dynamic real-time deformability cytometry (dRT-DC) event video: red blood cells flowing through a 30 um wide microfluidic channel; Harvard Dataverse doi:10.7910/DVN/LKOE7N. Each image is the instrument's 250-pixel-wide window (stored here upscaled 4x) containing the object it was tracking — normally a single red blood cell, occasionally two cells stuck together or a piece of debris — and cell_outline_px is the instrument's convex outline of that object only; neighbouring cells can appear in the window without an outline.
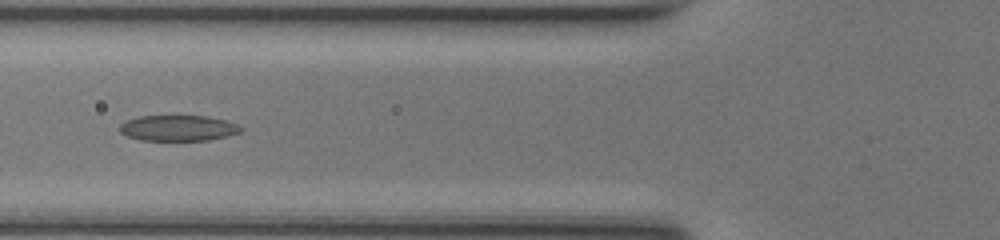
{"species": "common noctule bat (a hibernating species)", "species_latin": "Nyctalus noctula", "temperature_condition": "room temperature", "stored_images_in_passage": 9, "camera_frame_rate_fps": 3000, "um_per_image_px": 0.085, "animal": {"sex": "female", "body_mass_g": 17.0, "forearm_length_mm": 48.0}, "frame": {"image": 1, "passage_image": 6, "time_ms": 1.667, "image_size_px": [1000, 240], "cell_outline_px": [[244, 128], [240, 132], [228, 136], [208, 140], [140, 140], [128, 136], [120, 132], [120, 124], [128, 120], [140, 116], [208, 116], [224, 120], [236, 124]], "centroid_in_image_um": [15.16, 10.89], "position_along_channel_um": 110.6, "area_um2": 18.03}}